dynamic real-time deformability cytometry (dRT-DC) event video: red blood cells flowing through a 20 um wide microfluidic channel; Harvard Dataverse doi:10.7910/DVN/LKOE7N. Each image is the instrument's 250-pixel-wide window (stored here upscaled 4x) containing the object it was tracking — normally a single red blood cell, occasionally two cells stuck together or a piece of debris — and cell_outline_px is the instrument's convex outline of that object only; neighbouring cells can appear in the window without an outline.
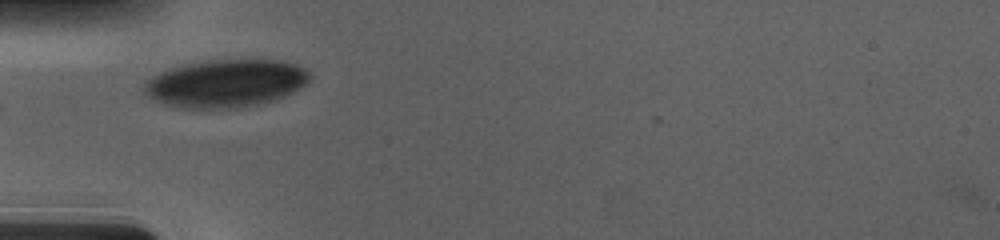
{"species": "human", "species_latin": "Homo sapiens", "temperature_condition": "cold", "stored_images_in_passage": 24, "camera_frame_rate_fps": 3000, "um_per_image_px": 0.085, "donor": {"sex": "male"}, "frame": {"image": 1, "passage_image": 1, "time_ms": 0.0, "image_size_px": [1000, 240], "cell_outline_px": [[312, 76], [304, 84], [292, 92], [284, 96], [272, 100], [240, 108], [180, 108], [156, 100], [148, 96], [144, 92], [144, 84], [152, 76], [160, 72], [172, 68], [188, 64], [216, 60], [280, 60], [296, 64], [308, 68], [312, 72]], "centroid_in_image_um": [19.23, 7.08], "position_along_channel_um": 65.8, "area_um2": 45.66}}